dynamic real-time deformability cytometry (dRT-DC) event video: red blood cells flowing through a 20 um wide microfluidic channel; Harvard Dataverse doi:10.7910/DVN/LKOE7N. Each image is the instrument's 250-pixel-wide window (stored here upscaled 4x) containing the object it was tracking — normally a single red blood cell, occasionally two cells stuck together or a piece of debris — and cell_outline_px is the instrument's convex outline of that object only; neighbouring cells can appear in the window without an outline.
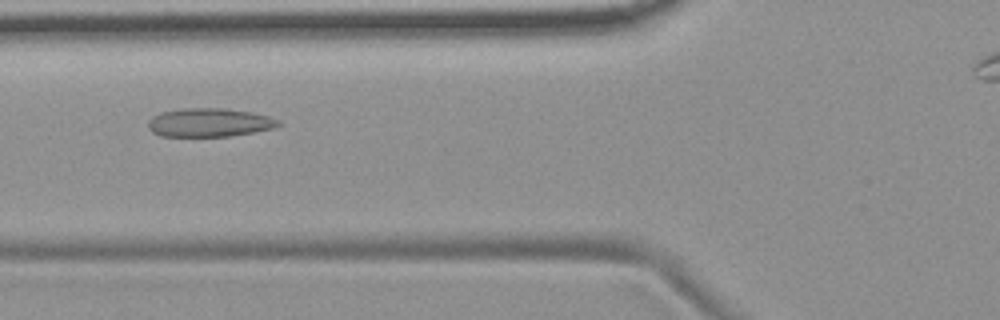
{"species": "common noctule bat (a hibernating species)", "species_latin": "Nyctalus noctula", "temperature_condition": "room temperature", "stored_images_in_passage": 7, "camera_frame_rate_fps": 3000, "um_per_image_px": 0.085, "animal": {"sex": "female", "body_mass_g": 19.9}, "frame": {"image": 1, "passage_image": 6, "time_ms": 5.667, "image_size_px": [1000, 320], "cell_outline_px": [[280, 124], [276, 128], [228, 136], [160, 136], [152, 132], [148, 128], [148, 120], [152, 116], [160, 112], [184, 108], [224, 108], [252, 112], [268, 116], [280, 120]], "centroid_in_image_um": [17.78, 10.41], "position_along_channel_um": 108.0, "area_um2": 21.79}}
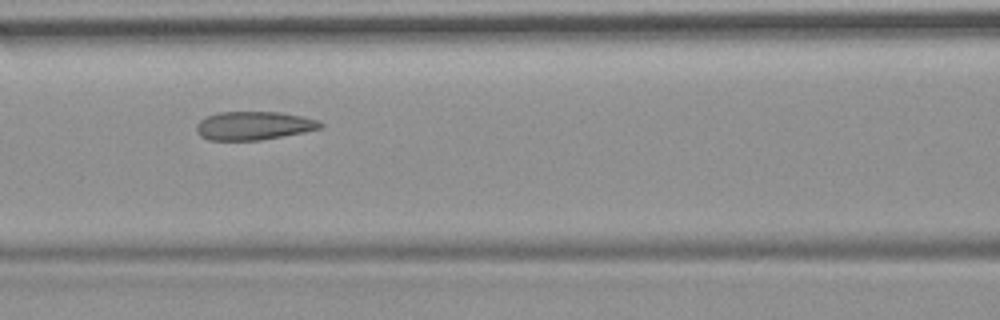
{"frame": {"image": 2, "passage_image": 7, "time_ms": 6.667, "image_size_px": [1000, 320], "cell_outline_px": [[324, 124], [320, 128], [304, 132], [260, 140], [208, 140], [200, 136], [196, 132], [196, 124], [200, 120], [216, 112], [280, 112], [320, 120]], "centroid_in_image_um": [21.54, 10.68], "position_along_channel_um": 145.1, "area_um2": 20.58}}